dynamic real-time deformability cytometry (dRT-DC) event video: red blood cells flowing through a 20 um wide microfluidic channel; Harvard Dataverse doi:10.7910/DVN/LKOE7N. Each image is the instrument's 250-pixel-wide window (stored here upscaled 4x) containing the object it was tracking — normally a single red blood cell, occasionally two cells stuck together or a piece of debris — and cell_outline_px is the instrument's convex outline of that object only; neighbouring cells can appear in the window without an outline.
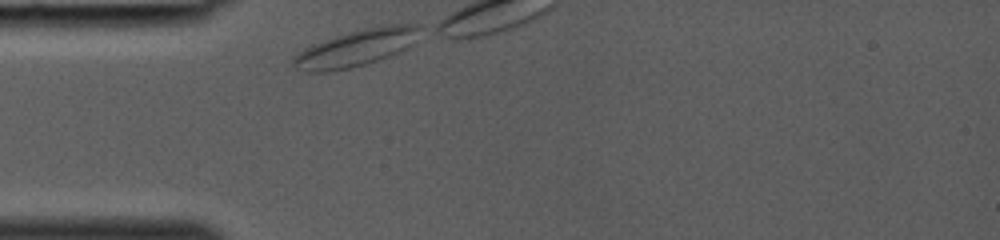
{"species": "common noctule bat (a hibernating species)", "species_latin": "Nyctalus noctula", "temperature_condition": "room temperature", "stored_images_in_passage": 5, "camera_frame_rate_fps": 3000, "um_per_image_px": 0.085, "animal": {"sex": "female", "body_mass_g": 19.0, "forearm_length_mm": 53.3}, "frame": {"image": 1, "passage_image": 1, "time_ms": 0.0, "image_size_px": [1000, 240], "cell_outline_px": [[420, 28], [412, 44], [408, 48], [388, 56], [364, 64], [348, 68], [328, 72], [300, 72], [292, 64], [292, 60], [304, 48], [312, 44], [348, 32], [364, 28], [384, 24], [420, 24]], "centroid_in_image_um": [30.25, 4.07], "position_along_channel_um": 54.7, "area_um2": 26.88}}